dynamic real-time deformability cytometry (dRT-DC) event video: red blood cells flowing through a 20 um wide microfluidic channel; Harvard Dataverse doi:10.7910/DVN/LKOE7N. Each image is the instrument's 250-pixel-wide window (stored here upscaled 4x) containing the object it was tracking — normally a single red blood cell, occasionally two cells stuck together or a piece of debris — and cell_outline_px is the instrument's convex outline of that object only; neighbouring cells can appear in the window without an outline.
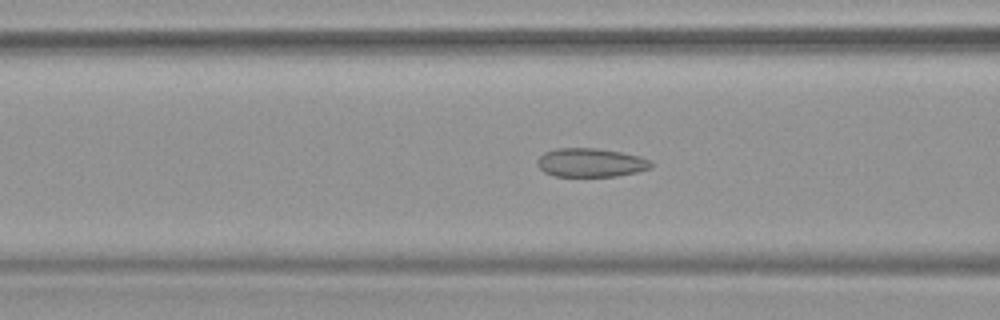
{"species": "common noctule bat (a hibernating species)", "species_latin": "Nyctalus noctula", "temperature_condition": "warm", "stored_images_in_passage": 54, "camera_frame_rate_fps": 3000, "um_per_image_px": 0.085, "animal": {"sex": "female", "body_mass_g": 19.9}, "frame": {"image": 1, "passage_image": 22, "time_ms": 7.0, "image_size_px": [1000, 320], "cell_outline_px": [[652, 168], [636, 172], [616, 176], [556, 176], [544, 172], [536, 164], [536, 160], [544, 152], [556, 148], [596, 148], [620, 152], [640, 156], [652, 160]], "centroid_in_image_um": [50.21, 13.82], "position_along_channel_um": 116.4, "area_um2": 19.13}}
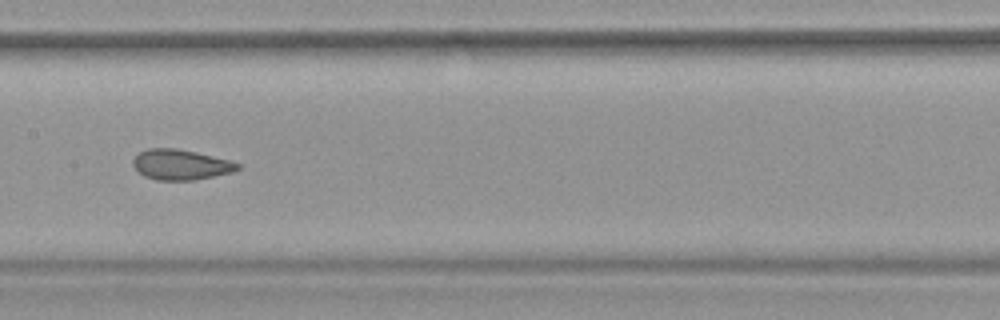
{"frame": {"image": 2, "passage_image": 28, "time_ms": 9.0, "image_size_px": [1000, 320], "cell_outline_px": [[240, 168], [232, 172], [196, 180], [156, 180], [144, 176], [132, 164], [132, 160], [140, 152], [148, 148], [176, 148], [196, 152], [232, 160], [240, 164]], "centroid_in_image_um": [15.38, 13.99], "position_along_channel_um": 192.0, "area_um2": 18.55}}
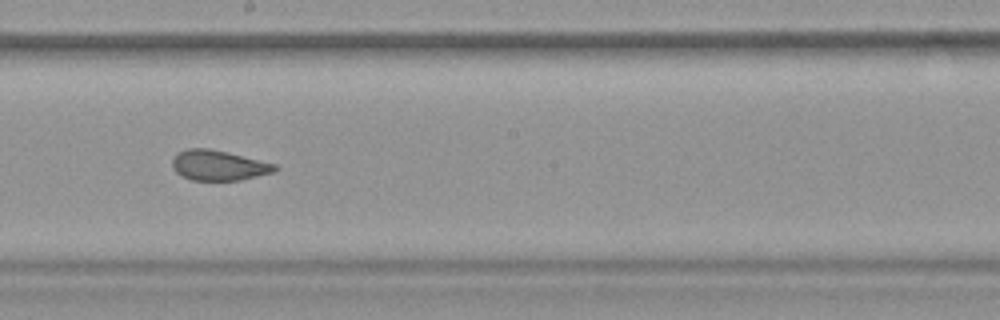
{"frame": {"image": 3, "passage_image": 31, "time_ms": 10.0, "image_size_px": [1000, 320], "cell_outline_px": [[280, 168], [276, 172], [240, 180], [192, 180], [180, 176], [172, 168], [172, 160], [176, 152], [188, 148], [208, 148], [228, 152], [276, 164]], "centroid_in_image_um": [18.58, 14.05], "position_along_channel_um": 229.6, "area_um2": 18.32}, "authors_computed_cell_mechanics": {"area_um2": 20.7213, "velocity_mm_per_s": 3.7907, "shape_relaxation_time_tau1_ms": 9.9006, "shape_relaxation_time_tau2_ms": 1.3117, "deformation_change_tau1": 0.1828, "deformation_change_tau2": 0.0785}}